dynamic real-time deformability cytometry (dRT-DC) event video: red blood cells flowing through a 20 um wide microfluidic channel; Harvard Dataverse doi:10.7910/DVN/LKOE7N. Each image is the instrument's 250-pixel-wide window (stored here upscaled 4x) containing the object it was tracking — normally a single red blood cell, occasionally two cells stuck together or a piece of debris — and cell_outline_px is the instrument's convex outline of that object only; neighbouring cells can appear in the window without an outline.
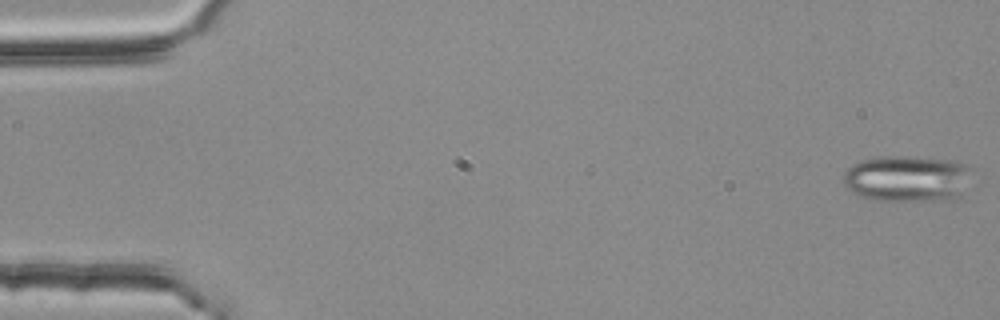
{"species": "common noctule bat (a hibernating species)", "species_latin": "Nyctalus noctula", "temperature_condition": "room temperature", "stored_images_in_passage": 54, "segment_of_instrument_passage": [1, 2], "camera_frame_rate_fps": 3000, "um_per_image_px": 0.085, "animal": {"sex": "female", "body_mass_g": 25.1}, "frame": {"image": 1, "passage_image": 1, "time_ms": 0.0, "image_size_px": [1000, 320], "cell_outline_px": [[972, 164], [964, 192], [960, 196], [952, 200], [872, 200], [852, 192], [844, 184], [844, 172], [852, 164], [860, 160], [880, 156], [916, 156], [956, 160]], "centroid_in_image_um": [77.16, 15.15], "position_along_channel_um": 7.8, "area_um2": 35.26}}